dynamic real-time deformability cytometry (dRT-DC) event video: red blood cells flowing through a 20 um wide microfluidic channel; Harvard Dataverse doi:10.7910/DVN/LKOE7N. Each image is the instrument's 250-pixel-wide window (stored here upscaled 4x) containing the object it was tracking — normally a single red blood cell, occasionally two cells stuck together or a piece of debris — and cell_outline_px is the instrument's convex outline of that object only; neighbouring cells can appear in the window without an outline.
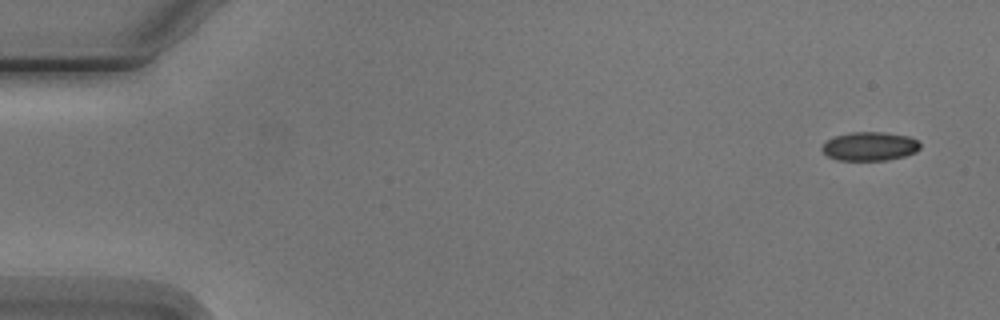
{"species": "Egyptian fruit bat (a non-hibernating species)", "species_latin": "Rousettus aegyptiacus", "temperature_condition": "cold", "stored_images_in_passage": 6, "camera_frame_rate_fps": 3000, "um_per_image_px": 0.085, "animal": {"sex": "male"}, "frame": {"image": 1, "passage_image": 1, "time_ms": 0.0, "image_size_px": [1000, 320], "cell_outline_px": [[920, 148], [916, 152], [904, 156], [888, 160], [836, 160], [828, 156], [820, 148], [828, 140], [836, 136], [852, 132], [884, 132], [908, 136], [916, 140], [920, 144]], "centroid_in_image_um": [73.94, 12.44], "position_along_channel_um": 11.1, "area_um2": 16.36}}
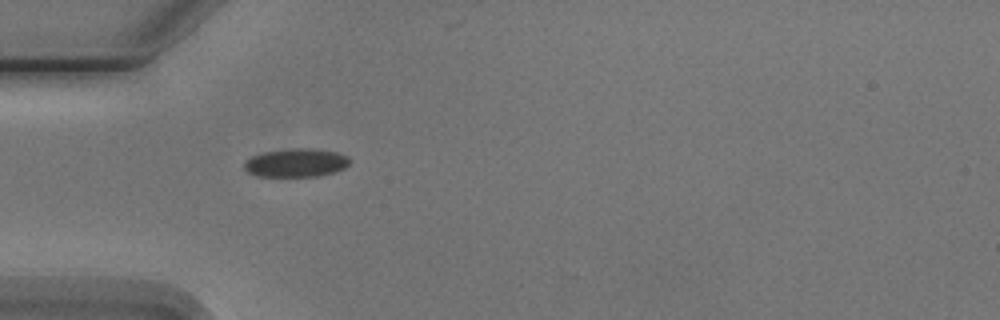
{"frame": {"image": 2, "passage_image": 5, "time_ms": 4.667, "image_size_px": [1000, 320], "cell_outline_px": [[348, 164], [344, 168], [332, 172], [316, 176], [260, 176], [248, 172], [244, 168], [244, 164], [252, 156], [264, 152], [292, 148], [312, 148], [336, 152], [348, 156]], "centroid_in_image_um": [25.16, 13.82], "position_along_channel_um": 59.8, "area_um2": 17.17}}
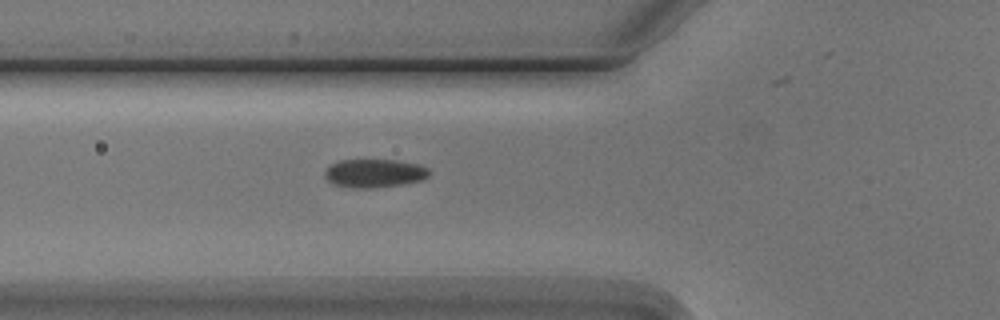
{"frame": {"image": 3, "passage_image": 6, "time_ms": 5.667, "image_size_px": [1000, 320], "cell_outline_px": [[428, 176], [420, 180], [400, 184], [368, 188], [352, 188], [332, 184], [324, 176], [324, 172], [332, 164], [340, 160], [396, 160], [420, 164], [428, 168]], "centroid_in_image_um": [31.79, 14.72], "position_along_channel_um": 94.0, "area_um2": 17.11}}